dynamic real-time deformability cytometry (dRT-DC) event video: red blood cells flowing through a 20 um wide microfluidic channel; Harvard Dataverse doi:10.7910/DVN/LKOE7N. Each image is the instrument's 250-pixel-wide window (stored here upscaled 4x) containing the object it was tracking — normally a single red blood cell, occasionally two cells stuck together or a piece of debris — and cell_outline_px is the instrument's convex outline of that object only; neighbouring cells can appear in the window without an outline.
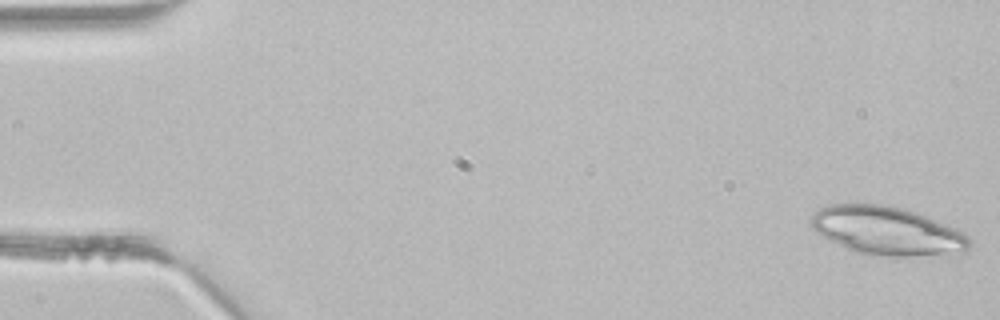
{"species": "common noctule bat (a hibernating species)", "species_latin": "Nyctalus noctula", "temperature_condition": "room temperature", "stored_images_in_passage": 43, "camera_frame_rate_fps": 3000, "um_per_image_px": 0.085, "animal": {"sex": "male", "body_mass_g": 21.5, "forearm_length_mm": 52.0}, "frame": {"image": 1, "passage_image": 1, "time_ms": 0.0, "image_size_px": [1000, 320], "cell_outline_px": [[972, 244], [964, 252], [912, 256], [868, 256], [856, 252], [816, 232], [808, 224], [808, 220], [820, 208], [828, 204], [880, 204], [900, 208], [924, 216], [956, 228], [964, 232], [972, 240]], "centroid_in_image_um": [75.39, 19.63], "position_along_channel_um": 9.6, "area_um2": 44.39}}